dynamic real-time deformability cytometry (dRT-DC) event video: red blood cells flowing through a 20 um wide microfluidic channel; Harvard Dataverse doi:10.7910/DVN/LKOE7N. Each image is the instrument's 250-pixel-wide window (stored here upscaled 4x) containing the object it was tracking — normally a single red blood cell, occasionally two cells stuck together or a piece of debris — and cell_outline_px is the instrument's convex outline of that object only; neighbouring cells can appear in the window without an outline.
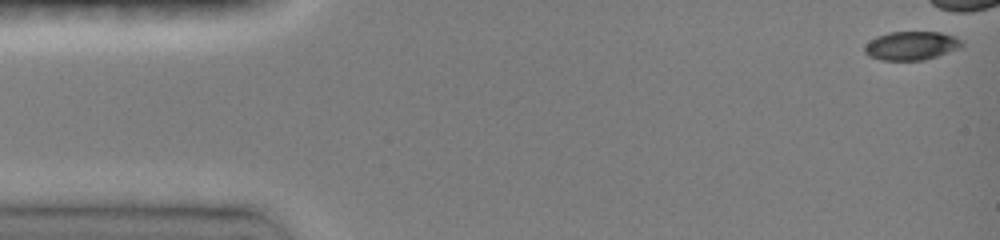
{"species": "common noctule bat (a hibernating species)", "species_latin": "Nyctalus noctula", "temperature_condition": "room temperature", "stored_images_in_passage": 15, "camera_frame_rate_fps": 3000, "um_per_image_px": 0.085, "animal": {"sex": "female", "body_mass_g": 19.0, "forearm_length_mm": 51.5}, "frame": {"image": 1, "passage_image": 1, "time_ms": 0.0, "image_size_px": [1000, 240], "cell_outline_px": [[964, 44], [960, 48], [924, 60], [880, 60], [868, 56], [864, 52], [864, 44], [876, 36], [888, 32], [940, 32], [956, 36], [964, 40]], "centroid_in_image_um": [77.46, 3.87], "position_along_channel_um": 7.5, "area_um2": 16.47}}